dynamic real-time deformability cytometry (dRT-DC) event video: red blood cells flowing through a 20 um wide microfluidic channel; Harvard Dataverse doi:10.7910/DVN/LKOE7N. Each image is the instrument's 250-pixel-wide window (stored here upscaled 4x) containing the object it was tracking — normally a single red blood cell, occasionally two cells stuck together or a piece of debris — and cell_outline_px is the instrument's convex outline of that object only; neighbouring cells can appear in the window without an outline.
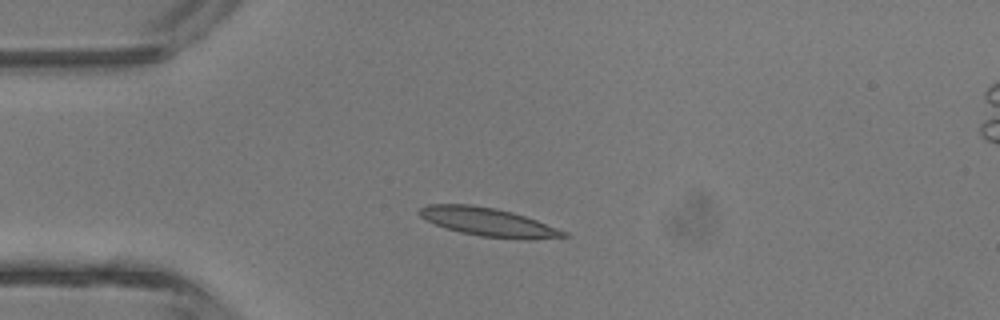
{"species": "common noctule bat (a hibernating species)", "species_latin": "Nyctalus noctula", "temperature_condition": "room temperature", "stored_images_in_passage": 2, "camera_frame_rate_fps": 3000, "um_per_image_px": 0.085, "animal": {"sex": "male", "body_mass_g": 13.3}, "frame": {"image": 1, "passage_image": 1, "time_ms": 0.0, "image_size_px": [1000, 320], "cell_outline_px": [[572, 236], [528, 240], [524, 240], [480, 236], [460, 232], [436, 224], [420, 216], [416, 212], [420, 208], [428, 204], [472, 204], [496, 208], [512, 212], [536, 220], [568, 232]], "centroid_in_image_um": [41.54, 18.87], "position_along_channel_um": 43.5, "area_um2": 23.93}}